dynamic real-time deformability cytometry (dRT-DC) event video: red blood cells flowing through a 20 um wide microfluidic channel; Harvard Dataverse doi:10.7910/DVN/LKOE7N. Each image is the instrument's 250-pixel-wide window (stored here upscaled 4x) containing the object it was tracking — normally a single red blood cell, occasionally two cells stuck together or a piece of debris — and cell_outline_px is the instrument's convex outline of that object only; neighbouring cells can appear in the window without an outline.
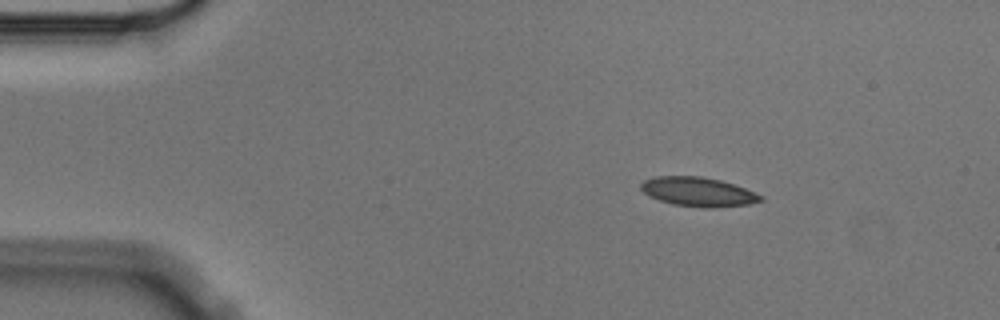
{"species": "Egyptian fruit bat (a non-hibernating species)", "species_latin": "Rousettus aegyptiacus", "temperature_condition": "cold", "stored_images_in_passage": 3, "camera_frame_rate_fps": 3000, "um_per_image_px": 0.085, "animal": {"sex": "male"}, "frame": {"image": 1, "passage_image": 2, "time_ms": 0.333, "image_size_px": [1000, 320], "cell_outline_px": [[764, 200], [748, 204], [712, 208], [704, 208], [672, 204], [648, 196], [640, 188], [640, 184], [644, 180], [656, 176], [700, 176], [720, 180], [756, 192], [764, 196]], "centroid_in_image_um": [59.34, 16.31], "position_along_channel_um": 25.7, "area_um2": 20.4}}